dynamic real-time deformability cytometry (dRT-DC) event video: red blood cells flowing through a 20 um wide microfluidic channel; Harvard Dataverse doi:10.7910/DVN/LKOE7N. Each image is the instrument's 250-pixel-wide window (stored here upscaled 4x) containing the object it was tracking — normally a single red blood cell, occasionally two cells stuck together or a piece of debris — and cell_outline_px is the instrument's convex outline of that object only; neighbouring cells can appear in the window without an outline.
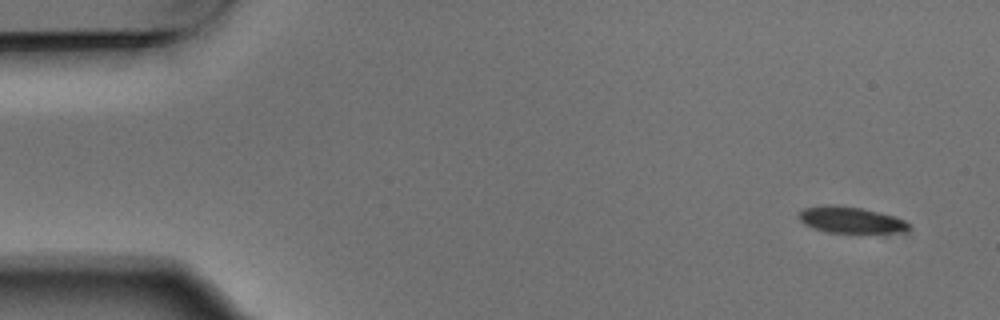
{"species": "Egyptian fruit bat (a non-hibernating species)", "species_latin": "Rousettus aegyptiacus", "temperature_condition": "warm", "stored_images_in_passage": 7, "camera_frame_rate_fps": 3000, "um_per_image_px": 0.085, "animal": {"sex": "male"}, "frame": {"image": 1, "passage_image": 1, "time_ms": 0.0, "image_size_px": [1000, 320], "cell_outline_px": [[908, 228], [904, 232], [828, 232], [812, 228], [804, 224], [800, 220], [800, 212], [804, 208], [824, 204], [836, 204], [860, 208], [880, 212], [904, 220], [908, 224]], "centroid_in_image_um": [72.26, 18.67], "position_along_channel_um": 12.7, "area_um2": 16.65}}
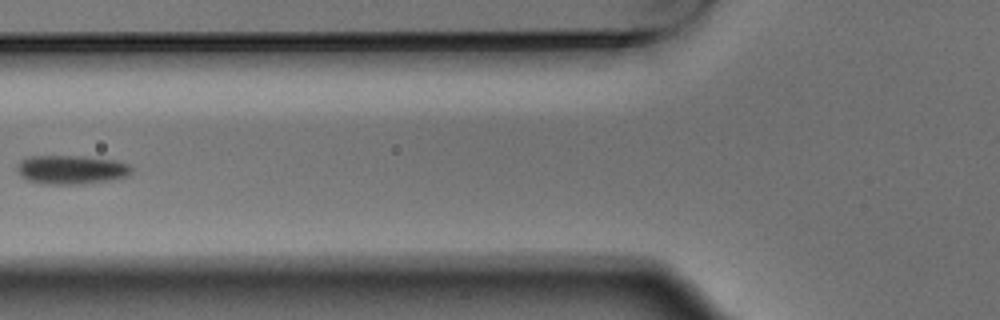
{"frame": {"image": 2, "passage_image": 6, "time_ms": 1.667, "image_size_px": [1000, 320], "cell_outline_px": [[132, 172], [128, 176], [108, 180], [80, 184], [44, 184], [28, 180], [20, 176], [16, 168], [16, 164], [20, 160], [32, 156], [84, 156], [116, 160], [128, 164], [132, 168]], "centroid_in_image_um": [6.04, 14.41], "position_along_channel_um": 119.8, "area_um2": 19.36}}
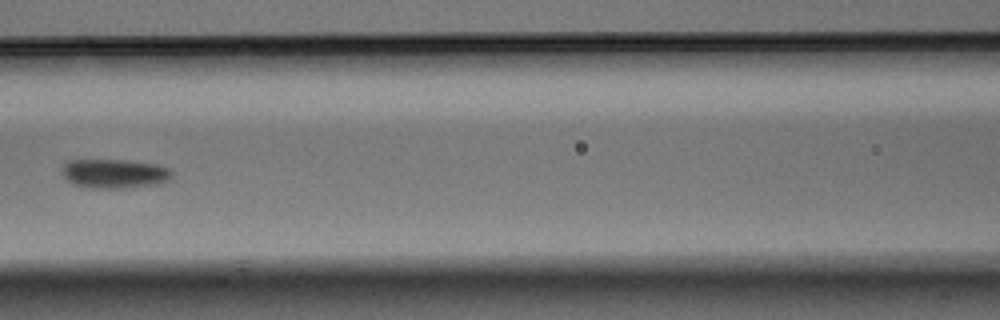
{"frame": {"image": 3, "passage_image": 7, "time_ms": 2.0, "image_size_px": [1000, 320], "cell_outline_px": [[172, 176], [168, 180], [160, 184], [124, 188], [92, 188], [72, 184], [64, 180], [60, 172], [64, 164], [68, 160], [128, 160], [156, 164], [172, 168]], "centroid_in_image_um": [9.71, 14.76], "position_along_channel_um": 156.9, "area_um2": 19.13}}